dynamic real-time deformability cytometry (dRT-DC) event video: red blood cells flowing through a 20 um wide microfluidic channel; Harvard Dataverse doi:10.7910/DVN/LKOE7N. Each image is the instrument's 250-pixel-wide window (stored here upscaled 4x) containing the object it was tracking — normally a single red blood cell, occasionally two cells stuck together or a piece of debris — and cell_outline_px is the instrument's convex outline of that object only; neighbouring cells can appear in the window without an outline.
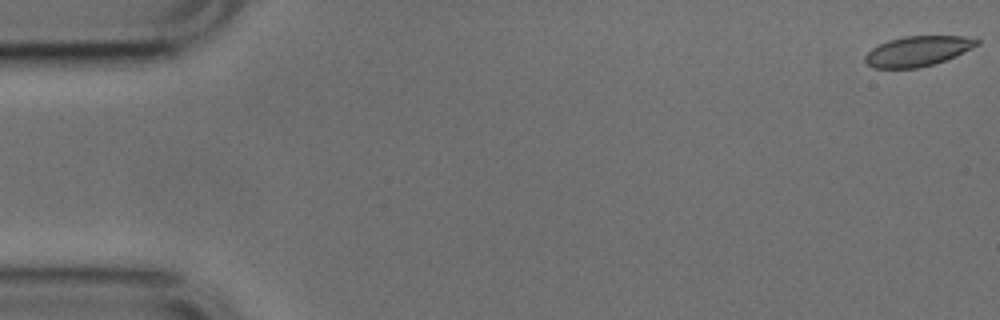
{"species": "common noctule bat (a hibernating species)", "species_latin": "Nyctalus noctula", "temperature_condition": "cold", "stored_images_in_passage": 52, "camera_frame_rate_fps": 3000, "um_per_image_px": 0.085, "animal": {"sex": "male", "body_mass_g": 17.9, "forearm_length_mm": 54.2}, "frame": {"image": 1, "passage_image": 1, "time_ms": 0.0, "image_size_px": [1000, 320], "cell_outline_px": [[980, 44], [956, 56], [932, 64], [916, 68], [872, 68], [864, 60], [864, 56], [872, 48], [888, 40], [904, 36], [964, 36], [980, 40]], "centroid_in_image_um": [78.0, 4.34], "position_along_channel_um": 7.0, "area_um2": 19.54}}
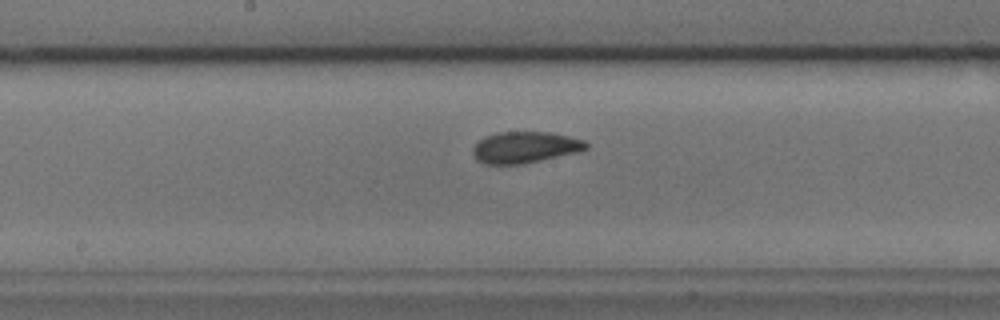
{"frame": {"image": 2, "passage_image": 27, "time_ms": 8.667, "image_size_px": [1000, 320], "cell_outline_px": [[588, 148], [580, 152], [524, 164], [484, 164], [476, 160], [472, 152], [472, 148], [484, 136], [500, 132], [552, 132], [584, 140], [588, 144]], "centroid_in_image_um": [44.64, 12.53], "position_along_channel_um": 203.6, "area_um2": 20.92}}
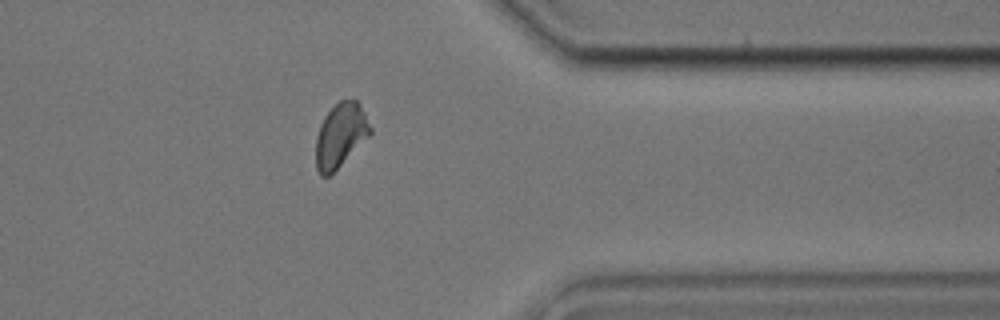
{"frame": {"image": 3, "passage_image": 42, "time_ms": 13.667, "image_size_px": [1000, 320], "cell_outline_px": [[372, 132], [328, 176], [320, 176], [316, 168], [316, 136], [320, 124], [324, 116], [340, 100], [356, 100], [360, 104], [372, 128]], "centroid_in_image_um": [28.92, 11.47], "position_along_channel_um": 382.5, "area_um2": 19.83}, "authors_computed_cell_mechanics": {"area_um2": 20.4612, "velocity_mm_per_s": 3.8245, "shape_relaxation_time_tau1_ms": 4.1615, "shape_relaxation_time_tau2_ms": 2.5006, "deformation_change_tau1": 0.123, "deformation_change_tau2": 0.0497}}